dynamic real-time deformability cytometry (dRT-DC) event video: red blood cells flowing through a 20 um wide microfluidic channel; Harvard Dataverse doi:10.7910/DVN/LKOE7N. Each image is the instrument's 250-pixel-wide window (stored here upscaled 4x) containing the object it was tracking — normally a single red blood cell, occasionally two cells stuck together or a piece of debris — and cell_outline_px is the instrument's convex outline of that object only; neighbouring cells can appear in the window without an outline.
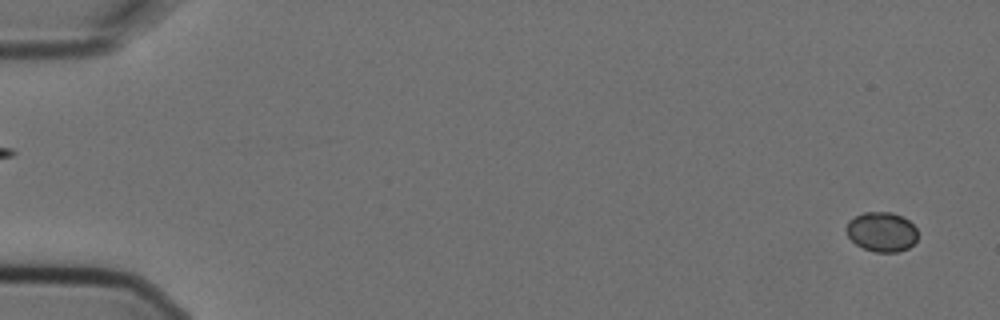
{"species": "Egyptian fruit bat (a non-hibernating species)", "species_latin": "Rousettus aegyptiacus", "temperature_condition": "cold", "stored_images_in_passage": 5, "camera_frame_rate_fps": 3000, "um_per_image_px": 0.085, "animal": {"sex": "female"}, "frame": {"image": 1, "passage_image": 1, "time_ms": 0.0, "image_size_px": [1000, 320], "cell_outline_px": [[916, 240], [908, 248], [896, 252], [876, 252], [864, 248], [856, 244], [848, 236], [844, 228], [848, 220], [864, 212], [892, 212], [908, 220], [916, 228]], "centroid_in_image_um": [74.91, 19.7], "position_along_channel_um": 10.1, "area_um2": 16.42}}
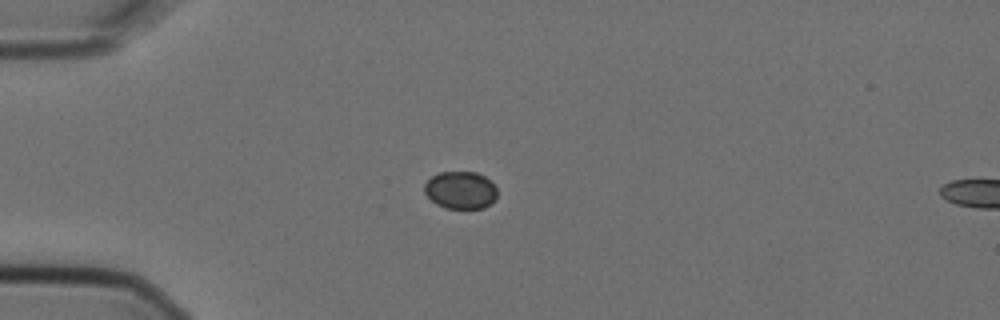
{"frame": {"image": 2, "passage_image": 4, "time_ms": 1.0, "image_size_px": [1000, 320], "cell_outline_px": [[496, 196], [484, 208], [444, 208], [436, 204], [424, 192], [424, 184], [432, 176], [440, 172], [476, 172], [484, 176], [496, 188]], "centroid_in_image_um": [39.11, 16.16], "position_along_channel_um": 45.9, "area_um2": 15.66}}